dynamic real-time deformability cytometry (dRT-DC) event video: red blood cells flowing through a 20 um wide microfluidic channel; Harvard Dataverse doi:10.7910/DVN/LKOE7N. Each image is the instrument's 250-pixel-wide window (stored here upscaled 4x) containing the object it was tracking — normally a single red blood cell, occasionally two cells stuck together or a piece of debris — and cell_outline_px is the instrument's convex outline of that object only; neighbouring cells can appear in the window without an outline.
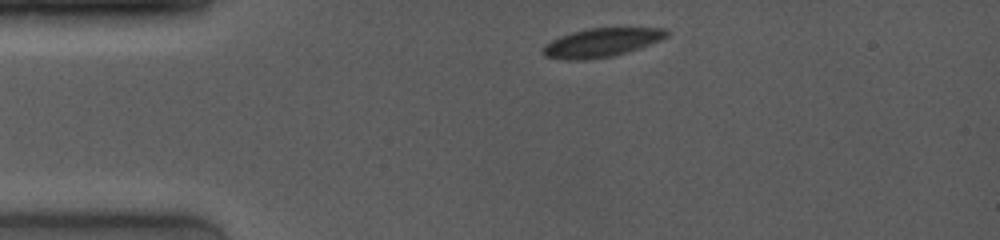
{"species": "common noctule bat (a hibernating species)", "species_latin": "Nyctalus noctula", "temperature_condition": "room temperature", "stored_images_in_passage": 4, "camera_frame_rate_fps": 4000, "um_per_image_px": 0.085, "animal": {"sex": "female", "body_mass_g": 19.0, "forearm_length_mm": 53.3}, "frame": {"image": 1, "passage_image": 1, "time_ms": 0.0, "image_size_px": [1000, 240], "cell_outline_px": [[672, 32], [668, 36], [660, 40], [640, 48], [628, 52], [612, 56], [584, 60], [564, 60], [544, 56], [540, 52], [544, 44], [560, 36], [572, 32], [588, 28], [668, 28]], "centroid_in_image_um": [51.13, 3.62], "position_along_channel_um": 33.9, "area_um2": 20.98}}
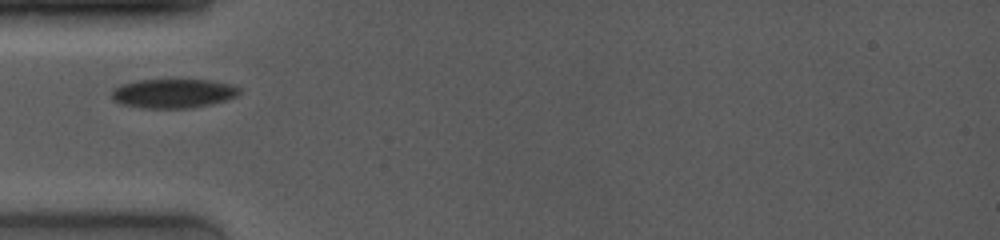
{"frame": {"image": 2, "passage_image": 3, "time_ms": 2.0, "image_size_px": [1000, 240], "cell_outline_px": [[240, 92], [236, 96], [228, 100], [212, 104], [192, 108], [140, 108], [120, 104], [112, 100], [112, 88], [120, 84], [140, 80], [168, 76], [212, 80], [232, 84], [240, 88]], "centroid_in_image_um": [14.72, 7.89], "position_along_channel_um": 70.3, "area_um2": 23.06}}